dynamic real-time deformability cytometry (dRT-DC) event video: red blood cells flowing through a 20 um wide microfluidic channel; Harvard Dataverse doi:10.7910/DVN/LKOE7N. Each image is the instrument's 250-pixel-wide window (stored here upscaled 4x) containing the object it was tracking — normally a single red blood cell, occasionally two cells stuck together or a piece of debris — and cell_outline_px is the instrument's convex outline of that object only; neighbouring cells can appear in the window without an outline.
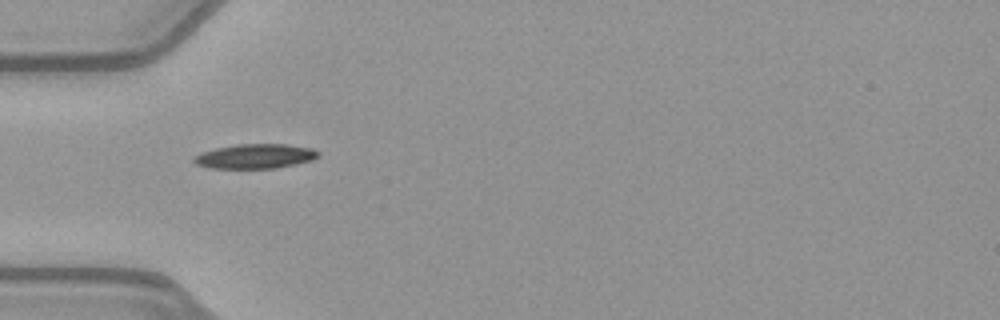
{"species": "common noctule bat (a hibernating species)", "species_latin": "Nyctalus noctula", "temperature_condition": "warm", "stored_images_in_passage": 3, "camera_frame_rate_fps": 3000, "um_per_image_px": 0.085, "animal": {"sex": "female", "body_mass_g": 21.9}, "frame": {"image": 1, "passage_image": 1, "time_ms": 0.0, "image_size_px": [1000, 320], "cell_outline_px": [[320, 156], [312, 160], [296, 164], [276, 168], [208, 168], [196, 164], [192, 160], [200, 152], [216, 148], [236, 144], [284, 144], [312, 148], [320, 152]], "centroid_in_image_um": [21.7, 13.28], "position_along_channel_um": 63.3, "area_um2": 17.86}}